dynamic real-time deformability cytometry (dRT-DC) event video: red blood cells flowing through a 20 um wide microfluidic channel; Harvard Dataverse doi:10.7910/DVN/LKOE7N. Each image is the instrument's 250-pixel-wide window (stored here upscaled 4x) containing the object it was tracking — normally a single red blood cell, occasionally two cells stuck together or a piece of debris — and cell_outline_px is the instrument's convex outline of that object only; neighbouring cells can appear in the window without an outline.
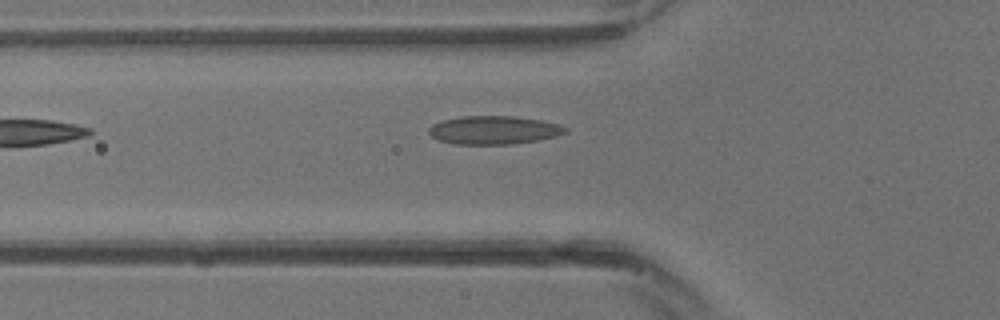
{"species": "common noctule bat (a hibernating species)", "species_latin": "Nyctalus noctula", "temperature_condition": "warm", "stored_images_in_passage": 8, "camera_frame_rate_fps": 3000, "um_per_image_px": 0.085, "animal": {"sex": "male", "body_mass_g": 13.3}, "frame": {"image": 1, "passage_image": 2, "time_ms": 0.333, "image_size_px": [1000, 320], "cell_outline_px": [[568, 132], [556, 136], [540, 140], [512, 144], [456, 144], [440, 140], [432, 136], [428, 132], [428, 128], [432, 124], [444, 120], [460, 116], [516, 116], [540, 120], [560, 124], [568, 128]], "centroid_in_image_um": [42.01, 11.05], "position_along_channel_um": 83.8, "area_um2": 22.66}}
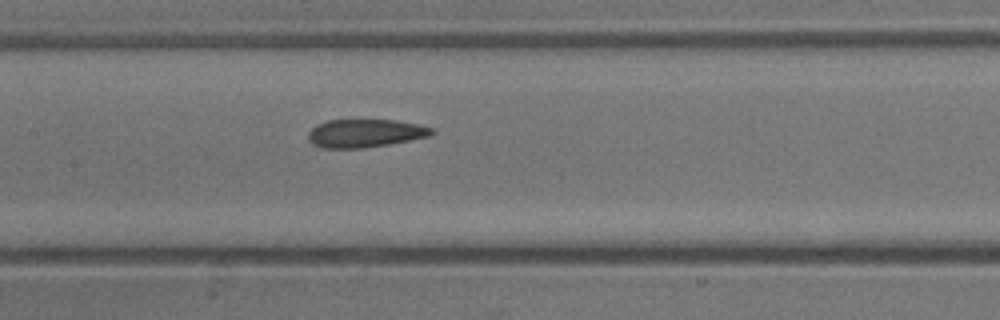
{"frame": {"image": 2, "passage_image": 6, "time_ms": 1.667, "image_size_px": [1000, 320], "cell_outline_px": [[436, 132], [432, 136], [412, 140], [364, 148], [320, 148], [312, 144], [308, 140], [308, 132], [316, 124], [328, 120], [396, 120], [420, 124], [432, 128]], "centroid_in_image_um": [31.05, 11.33], "position_along_channel_um": 176.3, "area_um2": 20.58}}
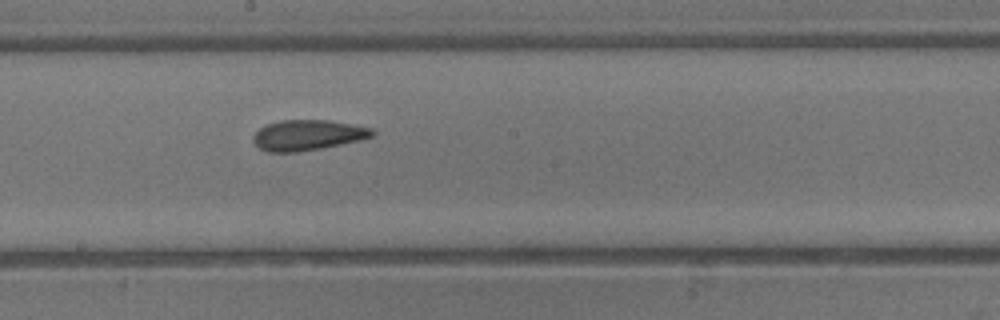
{"frame": {"image": 3, "passage_image": 8, "time_ms": 2.333, "image_size_px": [1000, 320], "cell_outline_px": [[376, 132], [372, 136], [360, 140], [320, 148], [296, 152], [268, 152], [260, 148], [252, 140], [252, 136], [260, 128], [268, 124], [280, 120], [328, 120], [372, 128]], "centroid_in_image_um": [26.14, 11.48], "position_along_channel_um": 222.1, "area_um2": 20.92}}